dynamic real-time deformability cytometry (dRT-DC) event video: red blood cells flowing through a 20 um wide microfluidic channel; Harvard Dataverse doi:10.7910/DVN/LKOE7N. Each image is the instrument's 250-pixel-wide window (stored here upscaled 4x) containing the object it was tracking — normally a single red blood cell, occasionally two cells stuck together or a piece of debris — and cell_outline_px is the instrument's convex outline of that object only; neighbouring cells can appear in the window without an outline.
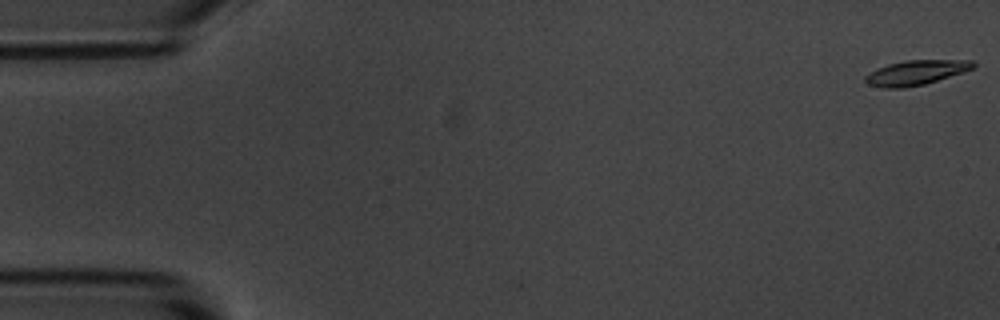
{"species": "common noctule bat (a hibernating species)", "species_latin": "Nyctalus noctula", "temperature_condition": "room temperature", "stored_images_in_passage": 14, "camera_frame_rate_fps": 3000, "um_per_image_px": 0.085, "animal": {"sex": "male", "body_mass_g": 20.1, "forearm_length_mm": 53.5}, "frame": {"image": 1, "passage_image": 1, "time_ms": 0.0, "image_size_px": [1000, 320], "cell_outline_px": [[976, 68], [964, 72], [924, 84], [904, 88], [884, 88], [868, 84], [864, 80], [864, 76], [876, 68], [888, 64], [904, 60], [972, 60], [976, 64]], "centroid_in_image_um": [77.86, 6.16], "position_along_channel_um": 7.1, "area_um2": 15.66}}
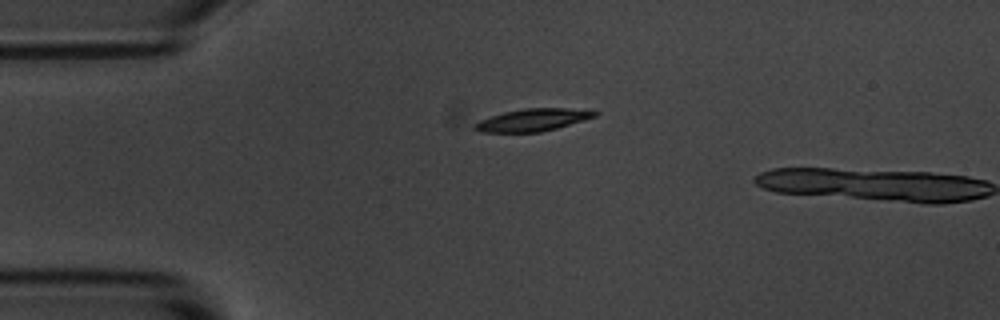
{"frame": {"image": 2, "passage_image": 13, "time_ms": 4.0, "image_size_px": [1000, 320], "cell_outline_px": [[600, 112], [596, 116], [584, 120], [556, 128], [540, 132], [480, 132], [472, 128], [472, 124], [480, 120], [504, 112], [524, 108], [564, 108]], "centroid_in_image_um": [45.23, 10.2], "position_along_channel_um": 39.8, "area_um2": 15.49}}